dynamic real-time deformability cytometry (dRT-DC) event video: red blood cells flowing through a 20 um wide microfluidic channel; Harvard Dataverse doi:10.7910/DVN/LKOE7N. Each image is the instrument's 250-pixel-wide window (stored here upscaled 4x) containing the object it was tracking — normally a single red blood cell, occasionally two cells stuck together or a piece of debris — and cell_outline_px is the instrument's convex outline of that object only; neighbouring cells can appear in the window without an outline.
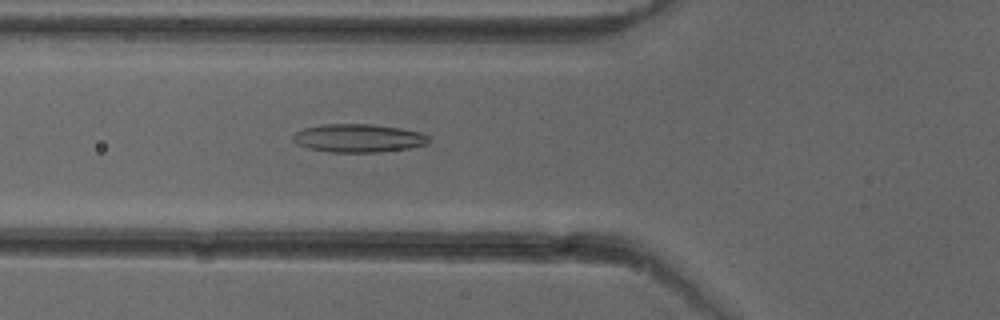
{"species": "common noctule bat (a hibernating species)", "species_latin": "Nyctalus noctula", "temperature_condition": "cold", "stored_images_in_passage": 33, "camera_frame_rate_fps": 3000, "um_per_image_px": 0.085, "animal": {"sex": "female"}, "frame": {"image": 1, "passage_image": 5, "time_ms": 1.333, "image_size_px": [1000, 320], "cell_outline_px": [[428, 144], [408, 148], [380, 152], [332, 152], [308, 148], [296, 144], [292, 140], [292, 136], [296, 132], [304, 128], [324, 124], [372, 124], [400, 128], [420, 132], [428, 136]], "centroid_in_image_um": [30.44, 11.74], "position_along_channel_um": 95.4, "area_um2": 22.31}}
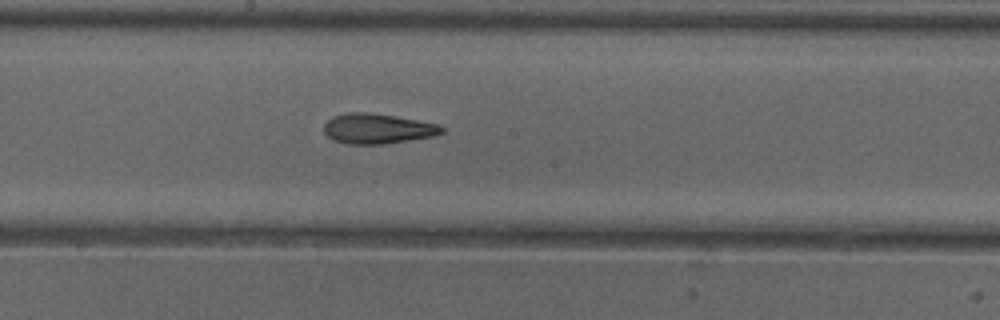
{"frame": {"image": 2, "passage_image": 14, "time_ms": 4.333, "image_size_px": [1000, 320], "cell_outline_px": [[444, 132], [432, 136], [384, 144], [348, 144], [332, 140], [324, 132], [324, 124], [332, 116], [348, 112], [368, 112], [396, 116], [440, 124], [444, 128]], "centroid_in_image_um": [32.07, 10.93], "position_along_channel_um": 216.1, "area_um2": 20.75}}
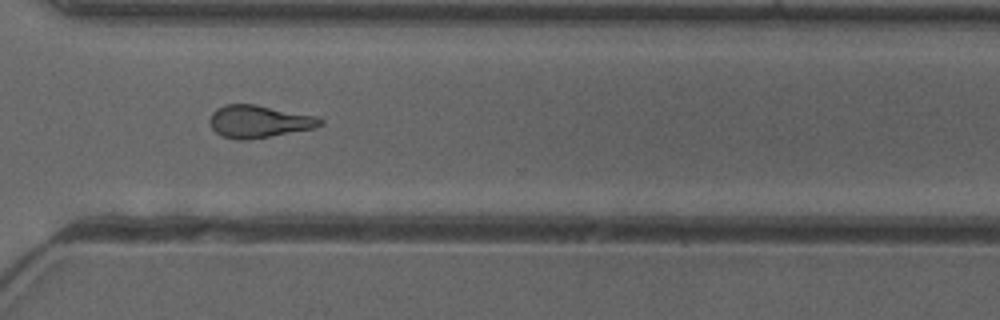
{"frame": {"image": 3, "passage_image": 24, "time_ms": 7.667, "image_size_px": [1000, 320], "cell_outline_px": [[324, 124], [312, 128], [248, 140], [236, 140], [220, 136], [212, 128], [208, 120], [212, 112], [216, 108], [224, 104], [256, 104], [316, 116], [324, 120]], "centroid_in_image_um": [21.96, 10.32], "position_along_channel_um": 348.6, "area_um2": 20.98}, "authors_computed_cell_mechanics": {"area_um2": 20.0566, "velocity_mm_per_s": 3.9958, "shape_relaxation_time_tau1_ms": null, "shape_relaxation_time_tau2_ms": 4.5607, "deformation_change_tau1": null, "deformation_change_tau2": 0.1519}}